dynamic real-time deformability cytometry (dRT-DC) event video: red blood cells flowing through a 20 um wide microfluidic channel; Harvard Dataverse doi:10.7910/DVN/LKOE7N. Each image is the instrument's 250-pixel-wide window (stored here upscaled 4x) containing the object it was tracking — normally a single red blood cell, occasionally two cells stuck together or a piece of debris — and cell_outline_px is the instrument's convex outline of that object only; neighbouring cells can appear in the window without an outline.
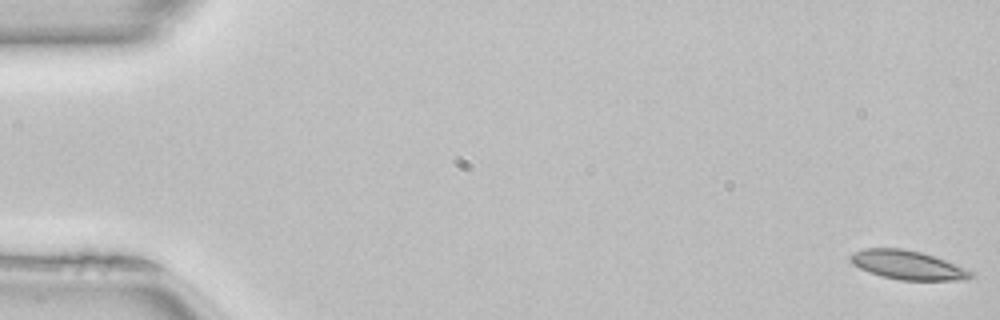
{"species": "common noctule bat (a hibernating species)", "species_latin": "Nyctalus noctula", "temperature_condition": "room temperature", "stored_images_in_passage": 52, "camera_frame_rate_fps": 3000, "um_per_image_px": 0.085, "animal": {"sex": "female", "body_mass_g": 22.7, "forearm_length_mm": 54.2}, "frame": {"image": 1, "passage_image": 1, "time_ms": 0.0, "image_size_px": [1000, 320], "cell_outline_px": [[976, 276], [968, 280], [900, 280], [880, 276], [868, 272], [852, 264], [848, 260], [848, 256], [852, 252], [864, 248], [904, 248], [920, 252], [944, 260], [976, 272]], "centroid_in_image_um": [77.14, 22.53], "position_along_channel_um": 7.9, "area_um2": 20.63}}
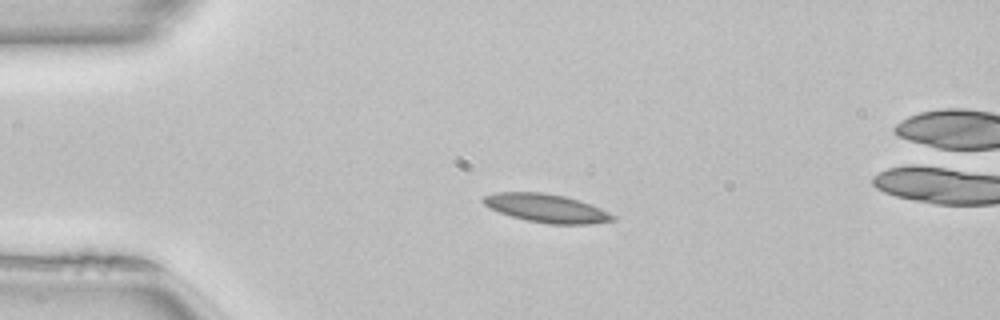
{"frame": {"image": 2, "passage_image": 12, "time_ms": 3.667, "image_size_px": [1000, 320], "cell_outline_px": [[616, 220], [588, 224], [548, 224], [528, 220], [512, 216], [488, 208], [480, 200], [480, 196], [496, 192], [544, 192], [564, 196], [600, 208], [616, 216]], "centroid_in_image_um": [46.39, 17.69], "position_along_channel_um": 38.6, "area_um2": 21.39}, "authors_computed_cell_mechanics": {"area_um2": 20.3456, "velocity_mm_per_s": 4.0498, "shape_relaxation_time_tau1_ms": null, "shape_relaxation_time_tau2_ms": 4.0213, "deformation_change_tau1": null, "deformation_change_tau2": 0.0908}}